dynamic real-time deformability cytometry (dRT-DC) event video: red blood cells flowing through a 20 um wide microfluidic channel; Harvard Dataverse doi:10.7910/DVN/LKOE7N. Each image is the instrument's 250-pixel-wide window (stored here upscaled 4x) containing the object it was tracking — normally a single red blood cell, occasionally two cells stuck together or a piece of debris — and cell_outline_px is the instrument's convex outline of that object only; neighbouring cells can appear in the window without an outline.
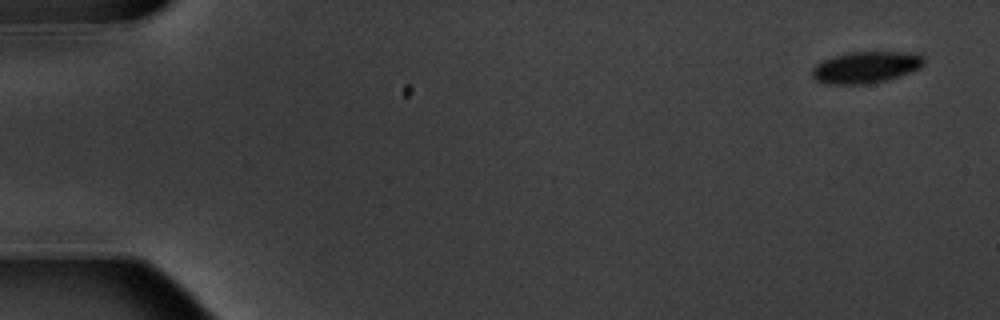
{"species": "common noctule bat (a hibernating species)", "species_latin": "Nyctalus noctula", "temperature_condition": "warm", "stored_images_in_passage": 7, "camera_frame_rate_fps": 3000, "um_per_image_px": 0.085, "animal": {"sex": "male", "body_mass_g": 20.1, "forearm_length_mm": 53.5}, "frame": {"image": 1, "passage_image": 7, "time_ms": 7.667, "image_size_px": [1000, 320], "cell_outline_px": [[924, 64], [920, 68], [900, 76], [888, 80], [864, 84], [824, 84], [816, 80], [812, 76], [812, 68], [816, 64], [824, 60], [848, 52], [916, 52], [924, 56]], "centroid_in_image_um": [73.63, 5.72], "position_along_channel_um": 11.4, "area_um2": 20.69}}